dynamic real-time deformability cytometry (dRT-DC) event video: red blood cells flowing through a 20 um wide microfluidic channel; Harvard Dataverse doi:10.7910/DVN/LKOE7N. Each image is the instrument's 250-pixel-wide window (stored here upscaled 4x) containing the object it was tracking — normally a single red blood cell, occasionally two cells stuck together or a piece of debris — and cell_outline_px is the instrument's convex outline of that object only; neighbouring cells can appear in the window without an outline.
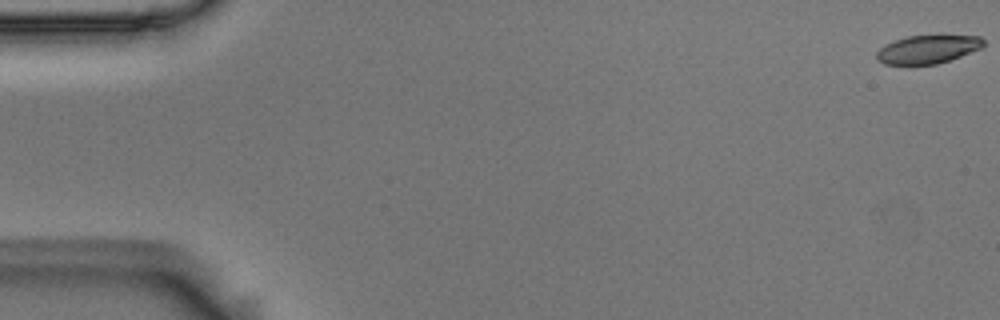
{"species": "Egyptian fruit bat (a non-hibernating species)", "species_latin": "Rousettus aegyptiacus", "temperature_condition": "room temperature", "stored_images_in_passage": 5, "camera_frame_rate_fps": 3000, "um_per_image_px": 0.085, "animal": {"sex": "male"}, "frame": {"image": 1, "passage_image": 1, "time_ms": 0.0, "image_size_px": [1000, 320], "cell_outline_px": [[984, 44], [980, 48], [960, 56], [936, 64], [908, 68], [884, 64], [876, 60], [876, 52], [884, 44], [908, 36], [980, 36], [984, 40]], "centroid_in_image_um": [78.74, 4.25], "position_along_channel_um": 6.3, "area_um2": 18.09}}
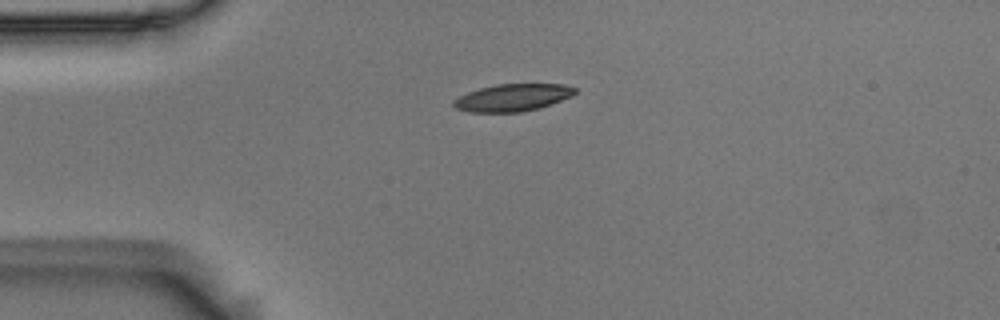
{"frame": {"image": 2, "passage_image": 4, "time_ms": 1.0, "image_size_px": [1000, 320], "cell_outline_px": [[576, 92], [572, 96], [536, 108], [520, 112], [468, 112], [456, 108], [452, 104], [452, 100], [468, 92], [480, 88], [496, 84], [564, 84], [576, 88]], "centroid_in_image_um": [43.53, 8.29], "position_along_channel_um": 41.5, "area_um2": 19.07}}